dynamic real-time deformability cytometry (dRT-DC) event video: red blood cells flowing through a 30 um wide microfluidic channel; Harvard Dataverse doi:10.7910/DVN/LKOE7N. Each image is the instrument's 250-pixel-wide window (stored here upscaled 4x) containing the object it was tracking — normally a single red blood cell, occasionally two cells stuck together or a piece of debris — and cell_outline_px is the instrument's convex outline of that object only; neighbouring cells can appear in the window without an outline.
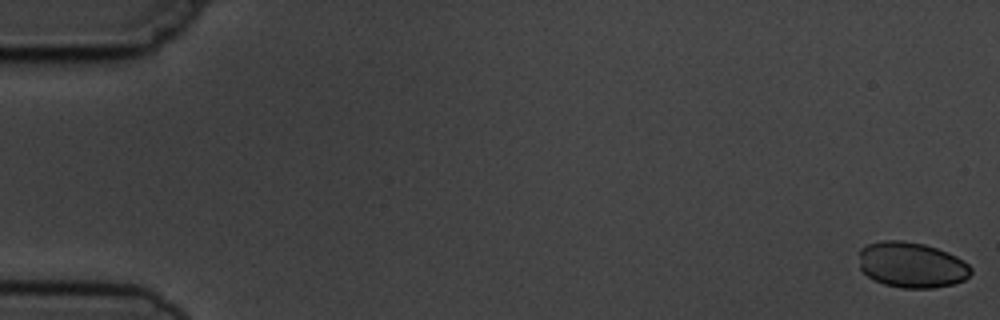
{"species": "common noctule bat (a hibernating species)", "species_latin": "Nyctalus noctula", "temperature_condition": "cold", "stored_images_in_passage": 6, "camera_frame_rate_fps": 3000, "um_per_image_px": 0.085, "animal": {"sex": "male", "body_mass_g": 19.5, "forearm_length_mm": 54.6}, "frame": {"image": 1, "passage_image": 1, "time_ms": 0.0, "image_size_px": [1000, 320], "cell_outline_px": [[972, 272], [964, 280], [952, 284], [932, 288], [900, 288], [884, 284], [868, 276], [860, 268], [860, 248], [868, 244], [884, 240], [904, 240], [924, 244], [948, 252], [964, 260], [972, 268]], "centroid_in_image_um": [77.5, 22.51], "position_along_channel_um": 7.5, "area_um2": 29.77}}